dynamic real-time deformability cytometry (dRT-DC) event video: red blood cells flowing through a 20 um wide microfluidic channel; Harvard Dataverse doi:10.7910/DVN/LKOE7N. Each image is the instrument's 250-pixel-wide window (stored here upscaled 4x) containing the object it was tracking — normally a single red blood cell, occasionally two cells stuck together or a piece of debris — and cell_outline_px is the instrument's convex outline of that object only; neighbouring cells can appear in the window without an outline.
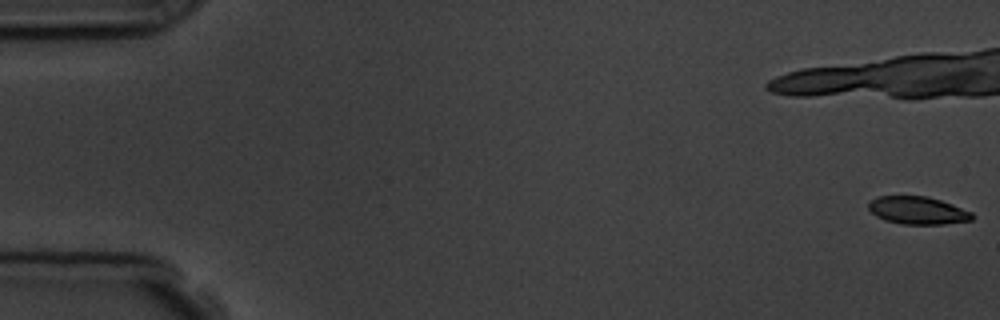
{"species": "common noctule bat (a hibernating species)", "species_latin": "Nyctalus noctula", "temperature_condition": "room temperature", "stored_images_in_passage": 9, "camera_frame_rate_fps": 3000, "um_per_image_px": 0.085, "animal": {"sex": "male", "body_mass_g": 19.5, "forearm_length_mm": 54.6}, "frame": {"image": 1, "passage_image": 1, "time_ms": 0.0, "image_size_px": [1000, 320], "cell_outline_px": [[976, 216], [972, 220], [944, 224], [900, 224], [884, 220], [876, 216], [868, 208], [868, 204], [876, 196], [928, 196], [952, 204], [972, 212]], "centroid_in_image_um": [78.02, 17.89], "position_along_channel_um": 7.0, "area_um2": 16.82}}